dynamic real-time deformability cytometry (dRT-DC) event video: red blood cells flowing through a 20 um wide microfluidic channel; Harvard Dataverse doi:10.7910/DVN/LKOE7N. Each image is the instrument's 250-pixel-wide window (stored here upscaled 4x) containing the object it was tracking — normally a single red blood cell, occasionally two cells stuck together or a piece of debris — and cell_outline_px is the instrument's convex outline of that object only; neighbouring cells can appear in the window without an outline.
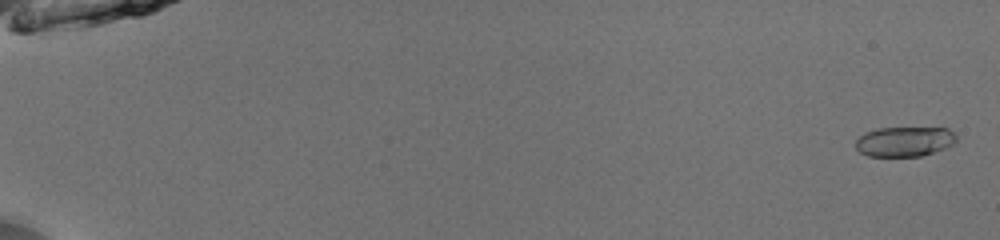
{"species": "common noctule bat (a hibernating species)", "species_latin": "Nyctalus noctula", "temperature_condition": "room temperature", "stored_images_in_passage": 53, "camera_frame_rate_fps": 3000, "um_per_image_px": 0.085, "animal": {"sex": "male", "body_mass_g": 13.0, "forearm_length_mm": 53.1}, "frame": {"image": 1, "passage_image": 2, "time_ms": 0.333, "image_size_px": [1000, 240], "cell_outline_px": [[956, 140], [952, 144], [944, 148], [920, 156], [868, 156], [860, 152], [856, 148], [856, 140], [864, 132], [876, 128], [948, 128], [956, 136]], "centroid_in_image_um": [76.84, 12.02], "position_along_channel_um": 8.2, "area_um2": 17.4}}
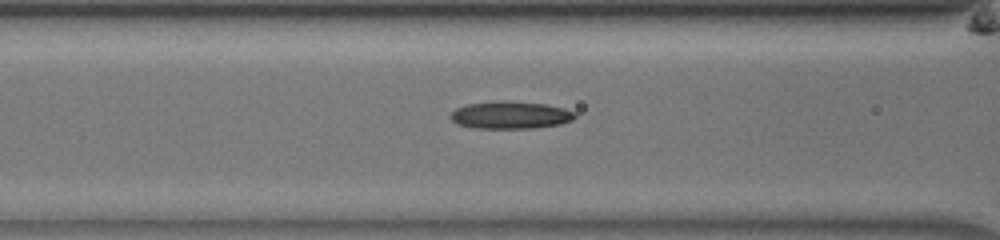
{"frame": {"image": 2, "passage_image": 25, "time_ms": 8.0, "image_size_px": [1000, 240], "cell_outline_px": [[576, 116], [572, 120], [560, 124], [532, 128], [472, 128], [456, 124], [448, 116], [456, 108], [468, 104], [544, 104], [564, 108], [576, 112]], "centroid_in_image_um": [43.39, 9.84], "position_along_channel_um": 123.2, "area_um2": 18.84}}
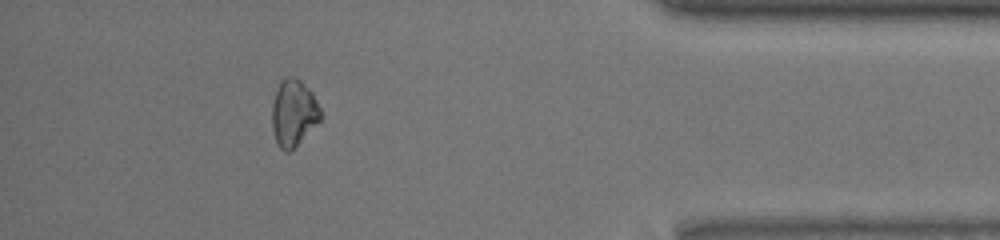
{"frame": {"image": 3, "passage_image": 49, "time_ms": 16.0, "image_size_px": [1000, 240], "cell_outline_px": [[320, 120], [288, 152], [284, 152], [280, 148], [276, 140], [272, 128], [272, 104], [280, 80], [284, 76], [292, 76], [300, 80], [312, 92], [320, 108]], "centroid_in_image_um": [24.93, 9.55], "position_along_channel_um": 410.3, "area_um2": 18.5}, "authors_computed_cell_mechanics": {"area_um2": 18.8428, "velocity_mm_per_s": 3.9821, "shape_relaxation_time_tau1_ms": 10.1864, "shape_relaxation_time_tau2_ms": null, "deformation_change_tau1": 0.1899, "deformation_change_tau2": null}}